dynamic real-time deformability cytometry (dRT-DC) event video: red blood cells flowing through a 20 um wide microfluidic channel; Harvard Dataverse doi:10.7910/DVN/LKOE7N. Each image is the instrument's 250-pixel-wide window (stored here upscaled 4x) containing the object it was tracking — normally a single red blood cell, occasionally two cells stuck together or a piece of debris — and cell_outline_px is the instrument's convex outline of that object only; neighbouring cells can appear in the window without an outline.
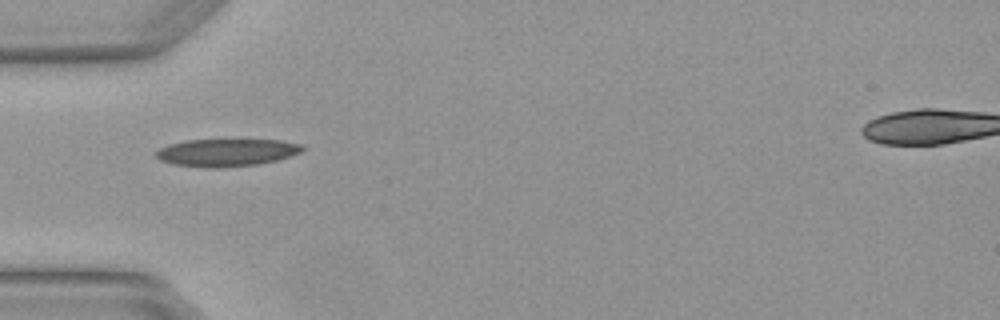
{"species": "Egyptian fruit bat (a non-hibernating species)", "species_latin": "Rousettus aegyptiacus", "temperature_condition": "warm", "stored_images_in_passage": 2, "camera_frame_rate_fps": 3000, "um_per_image_px": 0.085, "animal": {"sex": "female"}, "frame": {"image": 1, "passage_image": 1, "time_ms": 0.0, "image_size_px": [1000, 320], "cell_outline_px": [[304, 148], [300, 152], [276, 160], [260, 164], [220, 168], [204, 168], [172, 164], [160, 160], [156, 156], [156, 152], [160, 148], [168, 144], [184, 140], [280, 140], [304, 144]], "centroid_in_image_um": [19.24, 12.97], "position_along_channel_um": 65.8, "area_um2": 23.58}}
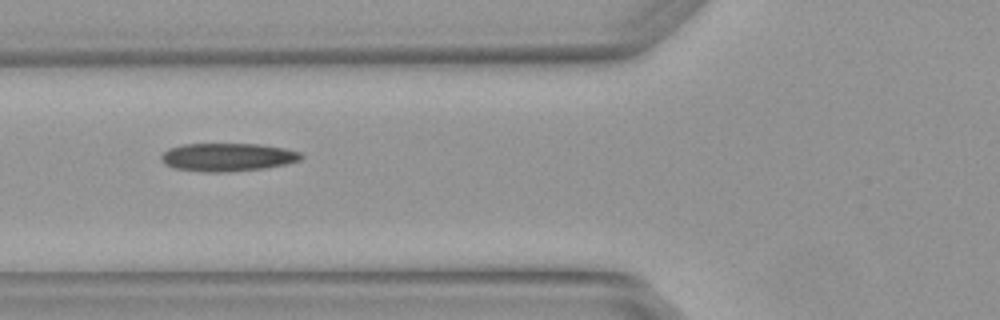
{"frame": {"image": 2, "passage_image": 2, "time_ms": 0.333, "image_size_px": [1000, 320], "cell_outline_px": [[304, 156], [300, 160], [284, 164], [264, 168], [228, 172], [204, 172], [172, 168], [164, 164], [160, 160], [160, 156], [168, 148], [184, 144], [260, 144], [284, 148], [300, 152]], "centroid_in_image_um": [19.3, 13.36], "position_along_channel_um": 106.5, "area_um2": 23.06}}